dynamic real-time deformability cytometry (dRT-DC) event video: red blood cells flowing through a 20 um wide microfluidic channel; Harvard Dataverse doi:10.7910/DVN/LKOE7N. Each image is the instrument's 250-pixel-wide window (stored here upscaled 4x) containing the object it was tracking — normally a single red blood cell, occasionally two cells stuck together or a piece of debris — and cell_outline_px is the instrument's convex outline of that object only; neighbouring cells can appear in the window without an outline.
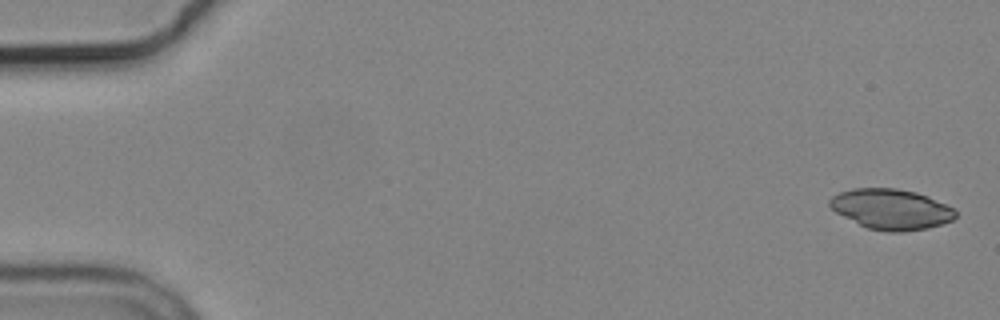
{"species": "common noctule bat (a hibernating species)", "species_latin": "Nyctalus noctula", "temperature_condition": "cold", "stored_images_in_passage": 6, "camera_frame_rate_fps": 3000, "um_per_image_px": 0.085, "animal": {"sex": "male", "body_mass_g": 19.2, "forearm_length_mm": 51.8}, "frame": {"image": 1, "passage_image": 1, "time_ms": 0.0, "image_size_px": [1000, 320], "cell_outline_px": [[956, 216], [952, 220], [928, 228], [904, 232], [888, 232], [868, 228], [836, 212], [828, 204], [828, 200], [832, 196], [840, 192], [852, 188], [896, 188], [916, 192], [928, 196], [952, 208], [956, 212]], "centroid_in_image_um": [75.73, 17.77], "position_along_channel_um": 9.3, "area_um2": 29.42}}